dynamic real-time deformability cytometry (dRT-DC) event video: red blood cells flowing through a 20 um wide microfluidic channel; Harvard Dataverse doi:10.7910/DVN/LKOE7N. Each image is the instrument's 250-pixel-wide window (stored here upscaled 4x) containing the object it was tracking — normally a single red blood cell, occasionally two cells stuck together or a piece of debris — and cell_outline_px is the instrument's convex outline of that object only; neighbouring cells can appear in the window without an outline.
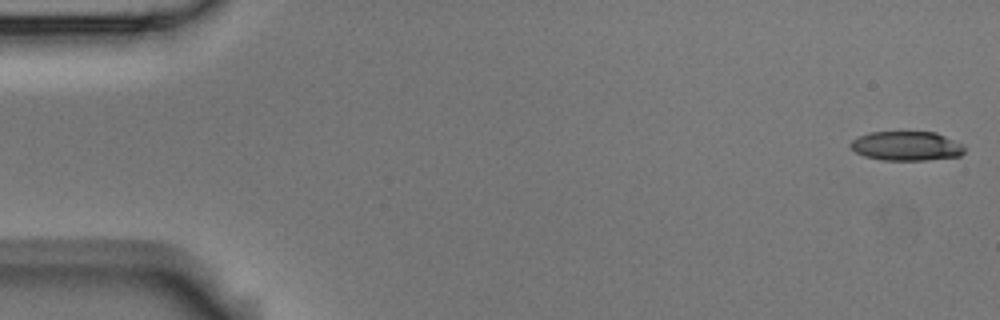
{"species": "Egyptian fruit bat (a non-hibernating species)", "species_latin": "Rousettus aegyptiacus", "temperature_condition": "room temperature", "stored_images_in_passage": 5, "camera_frame_rate_fps": 3000, "um_per_image_px": 0.085, "animal": {"sex": "male"}, "frame": {"image": 1, "passage_image": 1, "time_ms": 0.0, "image_size_px": [1000, 320], "cell_outline_px": [[964, 152], [960, 156], [924, 160], [884, 160], [864, 156], [856, 152], [848, 144], [856, 136], [868, 132], [936, 132], [964, 144]], "centroid_in_image_um": [77.04, 12.4], "position_along_channel_um": 8.0, "area_um2": 19.59}}
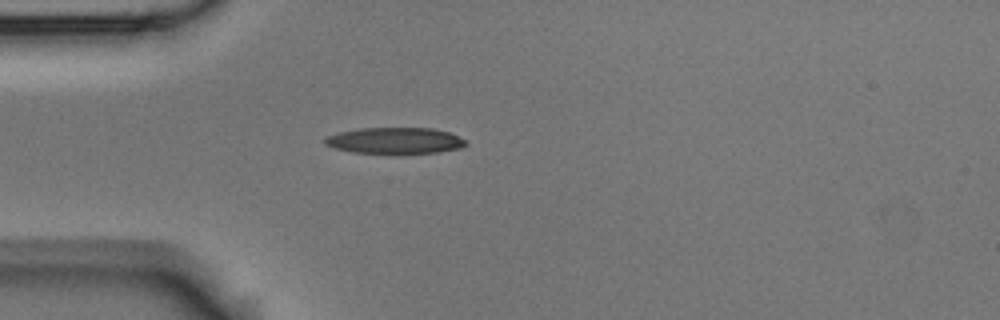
{"frame": {"image": 2, "passage_image": 5, "time_ms": 1.333, "image_size_px": [1000, 320], "cell_outline_px": [[468, 144], [464, 148], [440, 152], [400, 156], [352, 152], [336, 148], [324, 144], [324, 136], [340, 132], [360, 128], [432, 128], [448, 132], [464, 140]], "centroid_in_image_um": [33.58, 12.0], "position_along_channel_um": 51.4, "area_um2": 22.43}}